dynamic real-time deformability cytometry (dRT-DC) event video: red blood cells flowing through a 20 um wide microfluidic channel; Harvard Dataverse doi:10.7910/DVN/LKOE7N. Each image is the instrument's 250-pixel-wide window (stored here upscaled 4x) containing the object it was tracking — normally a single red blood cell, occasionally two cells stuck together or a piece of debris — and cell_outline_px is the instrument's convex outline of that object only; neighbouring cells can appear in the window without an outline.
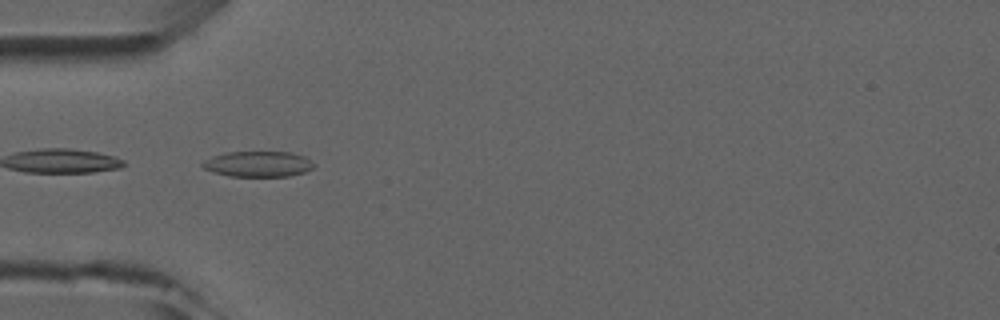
{"species": "common noctule bat (a hibernating species)", "species_latin": "Nyctalus noctula", "temperature_condition": "room temperature", "stored_images_in_passage": 7, "camera_frame_rate_fps": 3000, "um_per_image_px": 0.085, "animal": {"sex": "male", "forearm_length_mm": 52.5}, "frame": {"image": 1, "passage_image": 5, "time_ms": 4.333, "image_size_px": [1000, 320], "cell_outline_px": [[316, 164], [312, 168], [304, 172], [288, 176], [228, 176], [212, 172], [204, 168], [200, 164], [204, 160], [212, 156], [224, 152], [292, 152], [304, 156]], "centroid_in_image_um": [21.91, 13.93], "position_along_channel_um": 63.1, "area_um2": 16.7}}
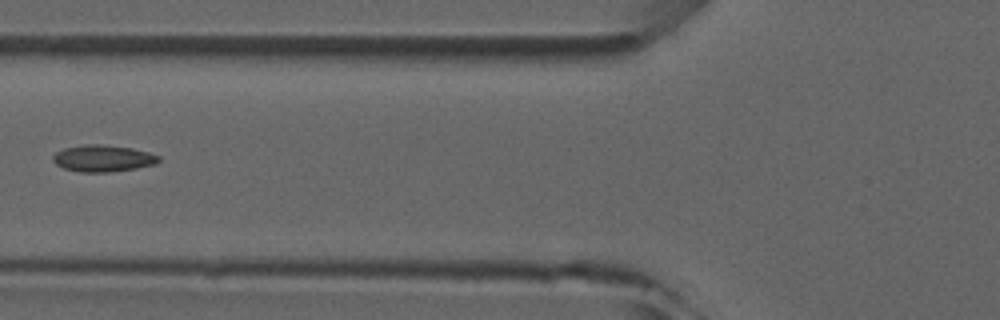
{"frame": {"image": 2, "passage_image": 6, "time_ms": 5.667, "image_size_px": [1000, 320], "cell_outline_px": [[160, 160], [156, 164], [136, 168], [108, 172], [80, 172], [64, 168], [56, 164], [52, 160], [52, 156], [56, 152], [64, 148], [84, 144], [104, 144], [132, 148], [148, 152], [160, 156]], "centroid_in_image_um": [8.75, 13.45], "position_along_channel_um": 117.1, "area_um2": 16.53}}
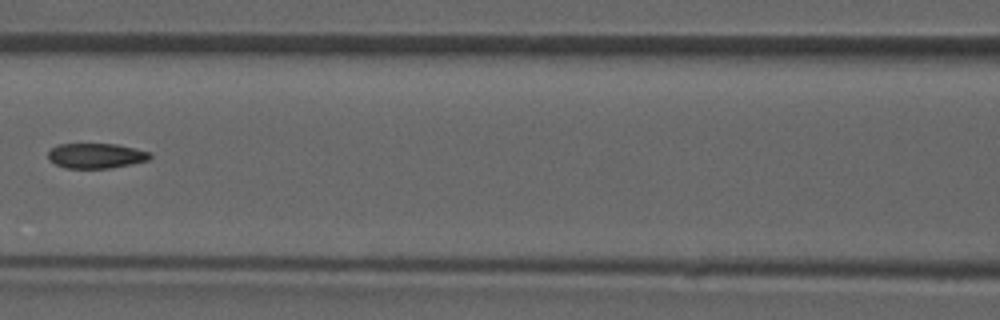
{"frame": {"image": 3, "passage_image": 7, "time_ms": 6.667, "image_size_px": [1000, 320], "cell_outline_px": [[152, 156], [148, 160], [132, 164], [112, 168], [64, 168], [48, 160], [48, 152], [52, 148], [60, 144], [116, 144], [136, 148], [152, 152]], "centroid_in_image_um": [8.19, 13.24], "position_along_channel_um": 158.4, "area_um2": 15.03}}